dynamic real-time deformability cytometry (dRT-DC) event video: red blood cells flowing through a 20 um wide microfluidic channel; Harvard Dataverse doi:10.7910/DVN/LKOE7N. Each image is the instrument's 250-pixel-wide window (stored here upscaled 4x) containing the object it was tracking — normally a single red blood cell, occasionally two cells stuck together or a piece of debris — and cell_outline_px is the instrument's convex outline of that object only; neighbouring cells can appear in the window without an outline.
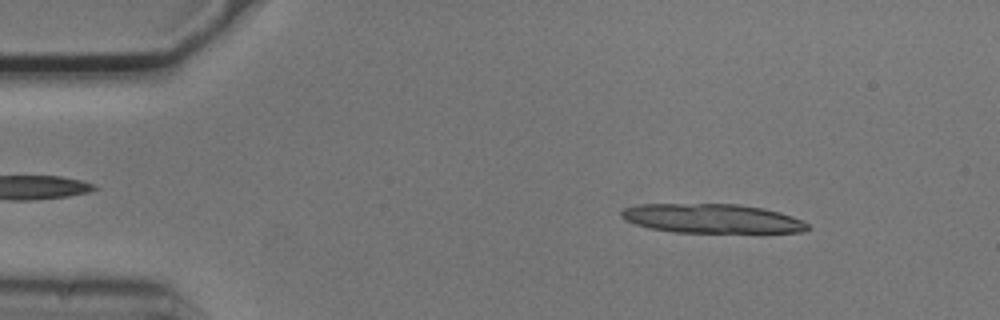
{"species": "common noctule bat (a hibernating species)", "species_latin": "Nyctalus noctula", "temperature_condition": "cold", "stored_images_in_passage": 34, "camera_frame_rate_fps": 3000, "um_per_image_px": 0.085, "animal": {"sex": "male", "body_mass_g": 20.5, "forearm_length_mm": 52.5}, "frame": {"image": 1, "passage_image": 1, "time_ms": 0.0, "image_size_px": [1000, 320], "cell_outline_px": [[812, 228], [804, 232], [672, 232], [648, 228], [624, 220], [620, 216], [620, 212], [624, 208], [640, 204], [740, 204], [764, 208], [780, 212], [792, 216], [808, 224]], "centroid_in_image_um": [60.51, 18.57], "position_along_channel_um": 24.5, "area_um2": 31.79}}
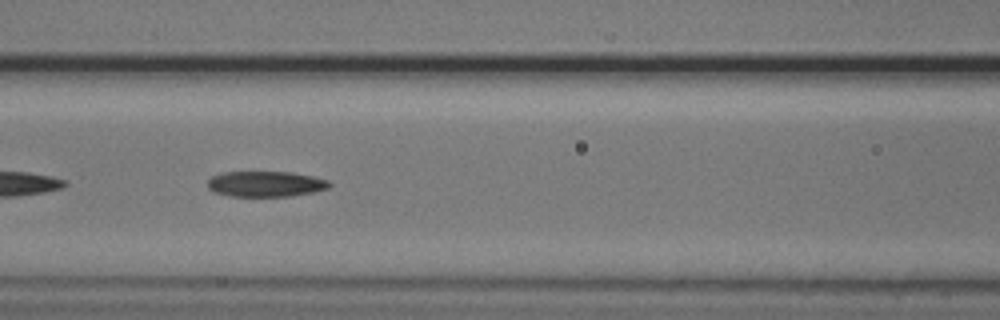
{"frame": {"image": 2, "passage_image": 17, "time_ms": 5.333, "image_size_px": [1000, 320], "cell_outline_px": [[332, 184], [328, 188], [312, 192], [292, 196], [232, 196], [212, 192], [208, 188], [208, 180], [212, 176], [220, 172], [292, 172], [312, 176], [328, 180]], "centroid_in_image_um": [22.56, 15.63], "position_along_channel_um": 144.0, "area_um2": 18.21}}
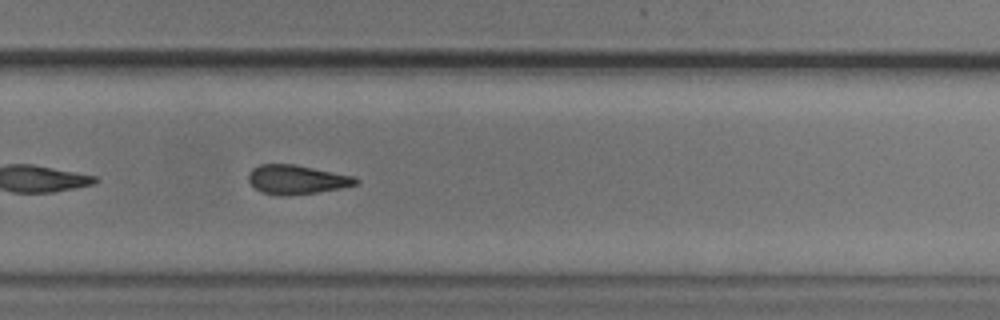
{"frame": {"image": 3, "passage_image": 30, "time_ms": 9.667, "image_size_px": [1000, 320], "cell_outline_px": [[360, 180], [356, 184], [340, 188], [316, 192], [288, 196], [280, 196], [260, 192], [248, 180], [248, 172], [252, 168], [260, 164], [296, 164], [356, 176]], "centroid_in_image_um": [25.21, 15.25], "position_along_channel_um": 304.6, "area_um2": 18.44}}